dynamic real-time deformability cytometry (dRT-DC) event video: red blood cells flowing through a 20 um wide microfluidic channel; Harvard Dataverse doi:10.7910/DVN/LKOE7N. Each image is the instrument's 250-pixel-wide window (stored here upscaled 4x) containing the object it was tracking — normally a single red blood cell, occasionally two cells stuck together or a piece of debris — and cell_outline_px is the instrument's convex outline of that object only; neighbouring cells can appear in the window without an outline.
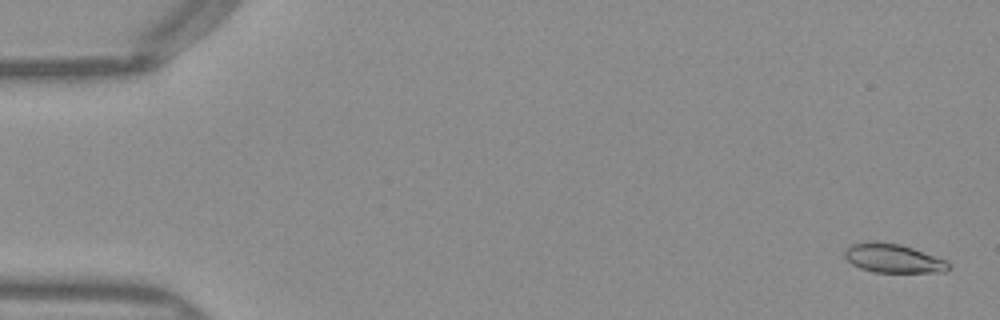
{"species": "Egyptian fruit bat (a non-hibernating species)", "species_latin": "Rousettus aegyptiacus", "temperature_condition": "warm", "stored_images_in_passage": 16, "camera_frame_rate_fps": 3000, "um_per_image_px": 0.085, "frame": {"image": 1, "passage_image": 2, "time_ms": 0.333, "image_size_px": [1000, 320], "cell_outline_px": [[952, 268], [944, 272], [872, 272], [860, 268], [852, 264], [844, 256], [844, 252], [852, 244], [876, 240], [900, 244], [912, 248], [944, 260]], "centroid_in_image_um": [75.89, 21.96], "position_along_channel_um": 9.1, "area_um2": 17.34}}
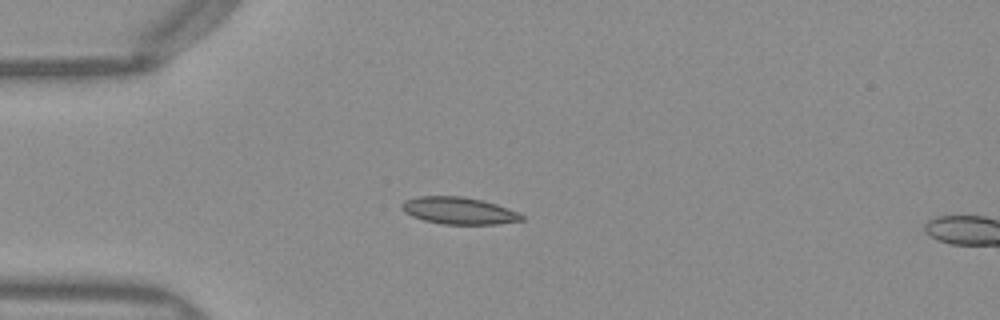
{"frame": {"image": 2, "passage_image": 14, "time_ms": 4.333, "image_size_px": [1000, 320], "cell_outline_px": [[524, 220], [496, 224], [444, 224], [424, 220], [412, 216], [404, 212], [400, 208], [400, 204], [404, 200], [420, 196], [464, 196], [496, 204], [520, 212], [524, 216]], "centroid_in_image_um": [38.99, 17.9], "position_along_channel_um": 46.0, "area_um2": 18.96}}